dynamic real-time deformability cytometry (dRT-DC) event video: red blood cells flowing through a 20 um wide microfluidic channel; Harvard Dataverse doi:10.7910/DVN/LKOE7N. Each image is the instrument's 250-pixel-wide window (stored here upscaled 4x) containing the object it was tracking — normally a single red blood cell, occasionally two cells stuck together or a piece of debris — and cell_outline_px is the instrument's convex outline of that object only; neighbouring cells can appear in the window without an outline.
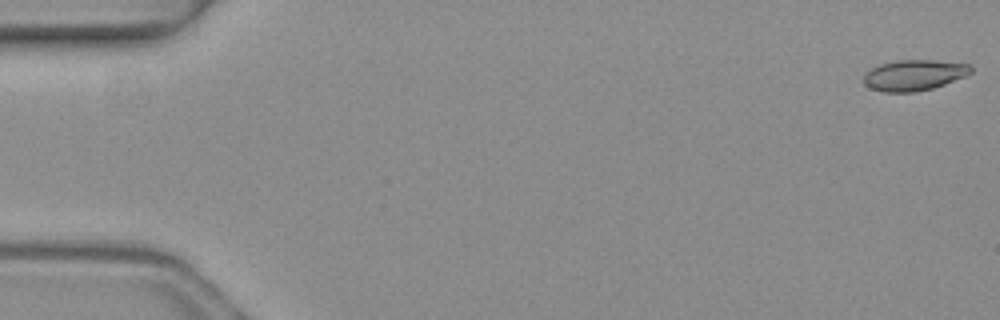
{"species": "common noctule bat (a hibernating species)", "species_latin": "Nyctalus noctula", "temperature_condition": "warm", "stored_images_in_passage": 6, "segment_of_instrument_passage": [2, 2], "camera_frame_rate_fps": 3000, "um_per_image_px": 0.085, "animal": {"sex": "female", "body_mass_g": 19.3, "forearm_length_mm": 54.1}, "frame": {"image": 1, "passage_image": 6, "time_ms": 1.667, "image_size_px": [1000, 320], "cell_outline_px": [[972, 72], [964, 76], [944, 84], [932, 88], [916, 92], [884, 92], [872, 88], [864, 84], [864, 76], [872, 68], [880, 64], [896, 60], [932, 60], [968, 64], [972, 68]], "centroid_in_image_um": [77.69, 6.38], "position_along_channel_um": 7.3, "area_um2": 18.96}}